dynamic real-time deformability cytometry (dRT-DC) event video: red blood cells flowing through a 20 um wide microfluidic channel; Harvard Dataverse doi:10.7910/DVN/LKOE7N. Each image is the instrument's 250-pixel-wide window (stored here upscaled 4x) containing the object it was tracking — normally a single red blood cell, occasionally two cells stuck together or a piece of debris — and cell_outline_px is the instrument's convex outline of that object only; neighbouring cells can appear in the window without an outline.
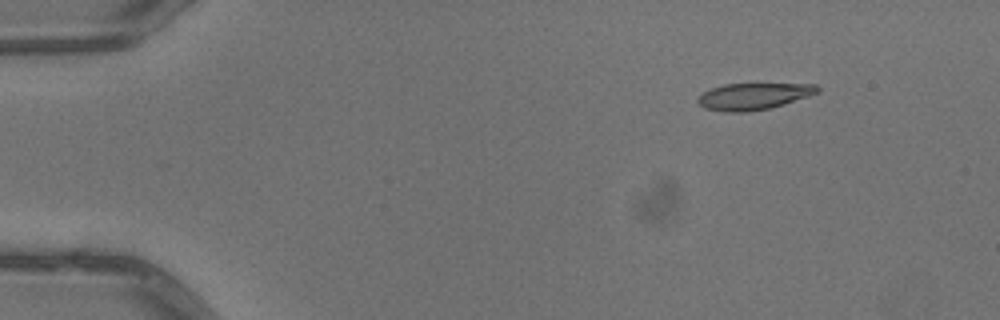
{"species": "common noctule bat (a hibernating species)", "species_latin": "Nyctalus noctula", "temperature_condition": "warm", "stored_images_in_passage": 5, "camera_frame_rate_fps": 3000, "um_per_image_px": 0.085, "animal": {"sex": "male", "body_mass_g": 13.3}, "frame": {"image": 1, "passage_image": 2, "time_ms": 0.333, "image_size_px": [1000, 320], "cell_outline_px": [[820, 92], [784, 104], [768, 108], [748, 112], [724, 112], [704, 108], [696, 100], [704, 92], [712, 88], [724, 84], [816, 84], [820, 88]], "centroid_in_image_um": [64.06, 8.19], "position_along_channel_um": 20.9, "area_um2": 18.44}}
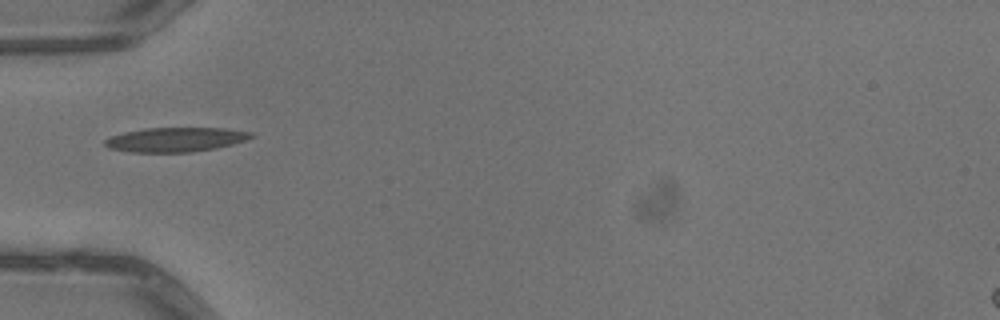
{"frame": {"image": 2, "passage_image": 5, "time_ms": 1.333, "image_size_px": [1000, 320], "cell_outline_px": [[256, 136], [232, 144], [216, 148], [192, 152], [128, 152], [108, 148], [104, 144], [104, 140], [112, 136], [124, 132], [144, 128], [224, 128], [252, 132]], "centroid_in_image_um": [14.91, 11.86], "position_along_channel_um": 70.1, "area_um2": 20.81}}